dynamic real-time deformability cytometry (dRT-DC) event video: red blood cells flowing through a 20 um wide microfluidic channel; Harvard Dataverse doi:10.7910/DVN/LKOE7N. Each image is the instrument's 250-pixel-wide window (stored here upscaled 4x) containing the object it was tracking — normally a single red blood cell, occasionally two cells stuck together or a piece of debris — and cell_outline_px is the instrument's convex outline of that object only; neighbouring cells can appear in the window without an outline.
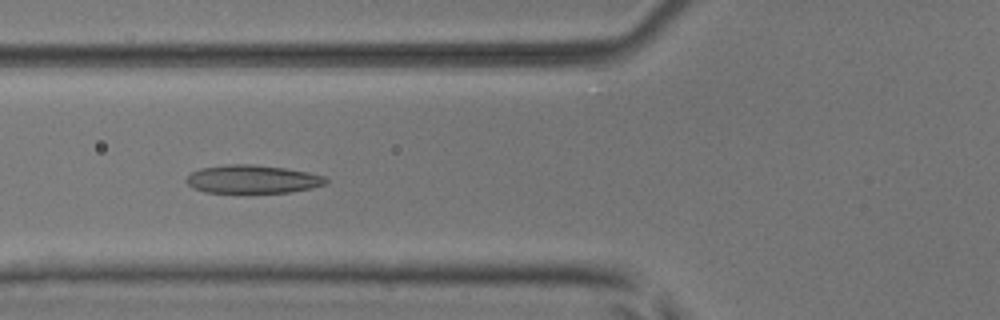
{"species": "common noctule bat (a hibernating species)", "species_latin": "Nyctalus noctula", "temperature_condition": "room temperature", "stored_images_in_passage": 38, "camera_frame_rate_fps": 3000, "um_per_image_px": 0.085, "animal": {"sex": "male", "body_mass_g": 17.9, "forearm_length_mm": 54.2}, "frame": {"image": 1, "passage_image": 6, "time_ms": 1.667, "image_size_px": [1000, 320], "cell_outline_px": [[328, 184], [312, 188], [288, 192], [204, 192], [188, 184], [184, 180], [192, 172], [200, 168], [228, 164], [252, 164], [284, 168], [308, 172], [324, 176], [328, 180]], "centroid_in_image_um": [21.48, 15.22], "position_along_channel_um": 104.3, "area_um2": 22.83}}
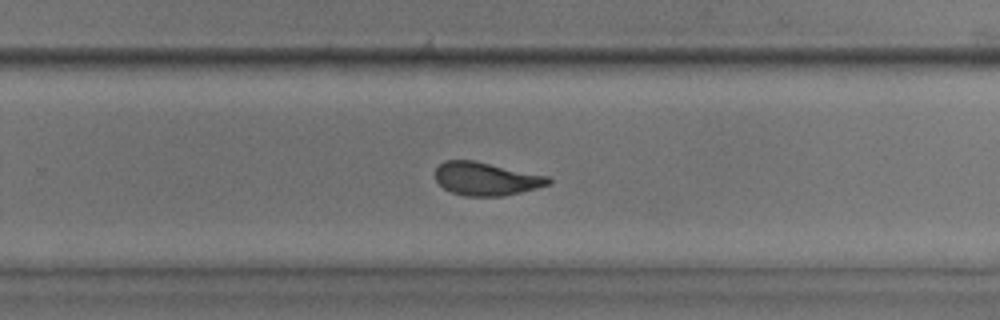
{"frame": {"image": 2, "passage_image": 20, "time_ms": 6.333, "image_size_px": [1000, 320], "cell_outline_px": [[552, 184], [504, 196], [464, 196], [452, 192], [444, 188], [436, 180], [436, 168], [444, 160], [476, 160], [548, 176], [552, 180]], "centroid_in_image_um": [41.34, 15.19], "position_along_channel_um": 288.5, "area_um2": 21.96}}
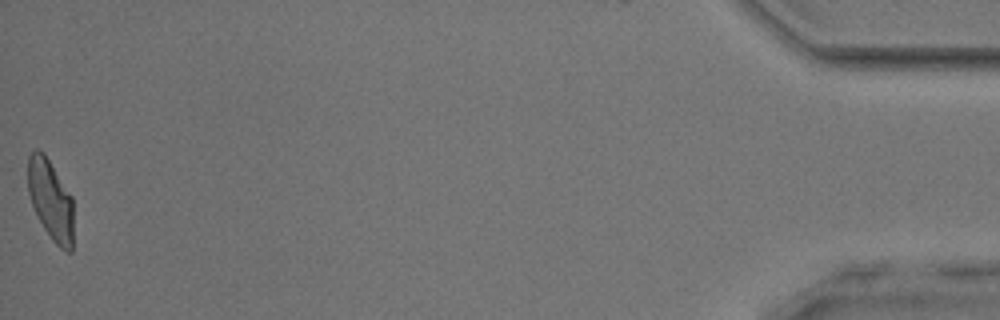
{"frame": {"image": 3, "passage_image": 38, "time_ms": 12.333, "image_size_px": [1000, 320], "cell_outline_px": [[72, 252], [64, 252], [52, 240], [44, 228], [32, 204], [28, 192], [28, 156], [36, 148], [44, 152], [72, 196]], "centroid_in_image_um": [4.3, 16.98], "position_along_channel_um": 430.9, "area_um2": 21.21}, "authors_computed_cell_mechanics": {"area_um2": 22.1952, "velocity_mm_per_s": 3.9554, "shape_relaxation_time_tau1_ms": 6.9874, "shape_relaxation_time_tau2_ms": 1.2844, "deformation_change_tau1": 0.1905, "deformation_change_tau2": 0.0915}}